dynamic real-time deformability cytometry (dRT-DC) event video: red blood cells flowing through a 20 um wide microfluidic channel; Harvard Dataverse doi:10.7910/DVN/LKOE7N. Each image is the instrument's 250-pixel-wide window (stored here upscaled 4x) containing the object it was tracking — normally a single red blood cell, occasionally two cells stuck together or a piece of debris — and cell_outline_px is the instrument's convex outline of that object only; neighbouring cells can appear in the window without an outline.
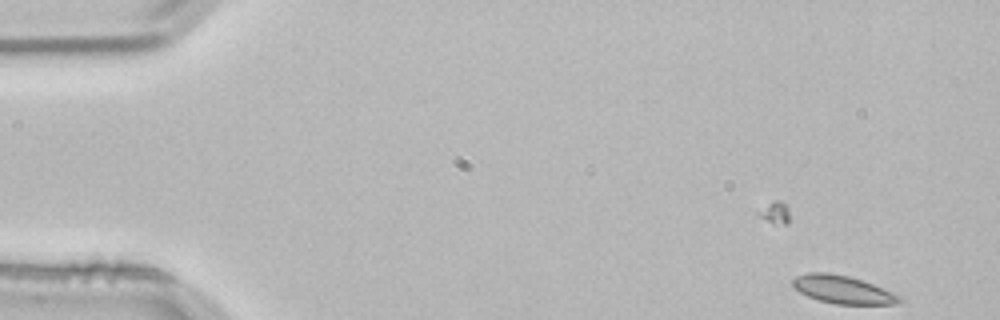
{"species": "common noctule bat (a hibernating species)", "species_latin": "Nyctalus noctula", "temperature_condition": "room temperature", "stored_images_in_passage": 3, "camera_frame_rate_fps": 3000, "um_per_image_px": 0.085, "animal": {"sex": "male", "body_mass_g": 21.5, "forearm_length_mm": 52.0}, "frame": {"image": 1, "passage_image": 1, "time_ms": 0.0, "image_size_px": [1000, 320], "cell_outline_px": [[904, 300], [896, 304], [836, 304], [820, 300], [808, 296], [800, 292], [792, 284], [792, 280], [796, 276], [808, 272], [828, 272], [848, 276], [872, 284], [904, 296]], "centroid_in_image_um": [71.68, 24.62], "position_along_channel_um": 13.3, "area_um2": 17.34}}
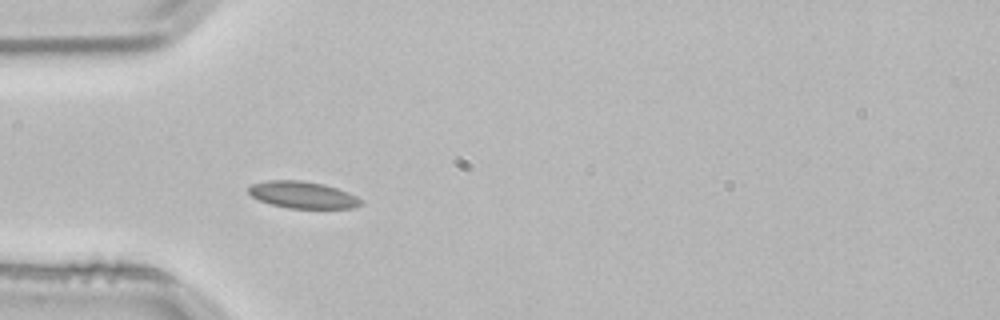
{"frame": {"image": 2, "passage_image": 3, "time_ms": 0.667, "image_size_px": [1000, 320], "cell_outline_px": [[364, 204], [356, 208], [288, 208], [272, 204], [260, 200], [252, 196], [248, 192], [248, 188], [252, 184], [268, 180], [300, 180], [324, 184], [348, 192], [364, 200]], "centroid_in_image_um": [25.78, 16.56], "position_along_channel_um": 59.2, "area_um2": 17.63}}